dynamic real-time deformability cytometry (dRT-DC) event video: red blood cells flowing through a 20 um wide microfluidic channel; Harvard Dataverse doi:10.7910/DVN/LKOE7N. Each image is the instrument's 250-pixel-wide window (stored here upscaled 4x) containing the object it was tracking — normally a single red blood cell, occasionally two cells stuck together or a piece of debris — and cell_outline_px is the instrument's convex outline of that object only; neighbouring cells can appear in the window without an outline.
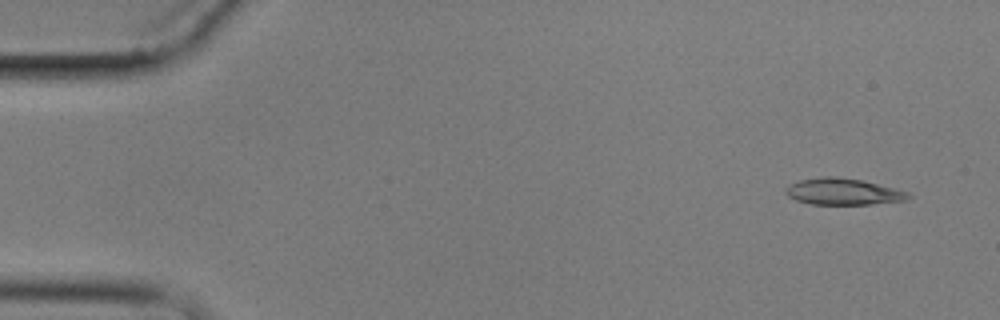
{"species": "common noctule bat (a hibernating species)", "species_latin": "Nyctalus noctula", "temperature_condition": "cold", "stored_images_in_passage": 4, "camera_frame_rate_fps": 3000, "um_per_image_px": 0.085, "animal": {"sex": "male", "body_mass_g": 17.9}, "frame": {"image": 1, "passage_image": 1, "time_ms": 0.0, "image_size_px": [1000, 320], "cell_outline_px": [[912, 196], [908, 200], [872, 204], [812, 204], [796, 200], [788, 196], [784, 192], [784, 188], [788, 184], [800, 180], [820, 176], [836, 176], [860, 180], [908, 192]], "centroid_in_image_um": [71.61, 16.29], "position_along_channel_um": 13.4, "area_um2": 18.9}}
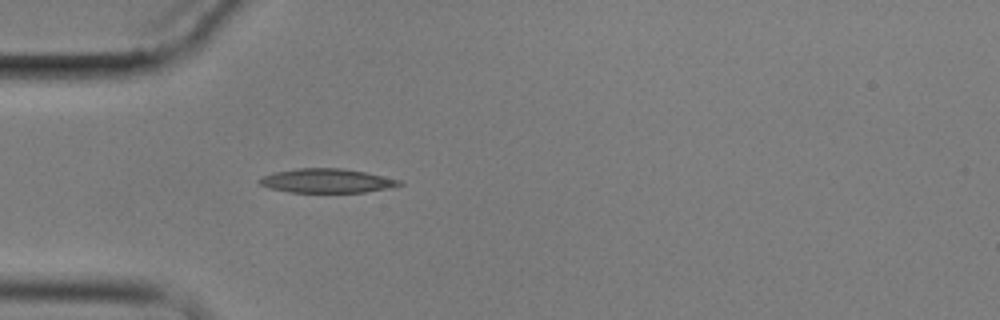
{"frame": {"image": 2, "passage_image": 4, "time_ms": 4.333, "image_size_px": [1000, 320], "cell_outline_px": [[404, 184], [392, 188], [364, 192], [288, 192], [268, 188], [260, 184], [256, 180], [260, 176], [272, 172], [296, 168], [340, 168], [364, 172], [400, 180]], "centroid_in_image_um": [27.72, 15.36], "position_along_channel_um": 57.3, "area_um2": 19.83}}